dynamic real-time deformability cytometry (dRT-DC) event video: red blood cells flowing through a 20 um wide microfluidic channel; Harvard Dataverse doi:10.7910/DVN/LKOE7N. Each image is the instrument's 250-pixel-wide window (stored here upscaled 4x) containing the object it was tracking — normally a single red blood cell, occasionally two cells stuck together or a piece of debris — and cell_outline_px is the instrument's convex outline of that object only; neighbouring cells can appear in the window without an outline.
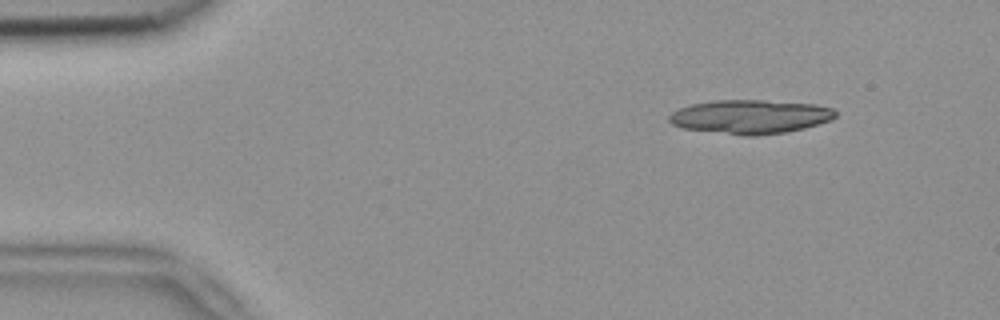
{"species": "common noctule bat (a hibernating species)", "species_latin": "Nyctalus noctula", "temperature_condition": "room temperature", "stored_images_in_passage": 7, "segment_of_instrument_passage": [1, 2], "camera_frame_rate_fps": 3000, "um_per_image_px": 0.085, "animal": {"sex": "female", "body_mass_g": 18.4}, "frame": {"image": 1, "passage_image": 1, "time_ms": 0.0, "image_size_px": [1000, 320], "cell_outline_px": [[836, 116], [832, 120], [804, 128], [788, 132], [756, 136], [744, 136], [684, 128], [672, 124], [668, 120], [668, 116], [672, 112], [680, 108], [692, 104], [716, 100], [764, 100], [816, 104], [832, 108], [836, 112]], "centroid_in_image_um": [63.8, 9.92], "position_along_channel_um": 21.2, "area_um2": 33.0}}